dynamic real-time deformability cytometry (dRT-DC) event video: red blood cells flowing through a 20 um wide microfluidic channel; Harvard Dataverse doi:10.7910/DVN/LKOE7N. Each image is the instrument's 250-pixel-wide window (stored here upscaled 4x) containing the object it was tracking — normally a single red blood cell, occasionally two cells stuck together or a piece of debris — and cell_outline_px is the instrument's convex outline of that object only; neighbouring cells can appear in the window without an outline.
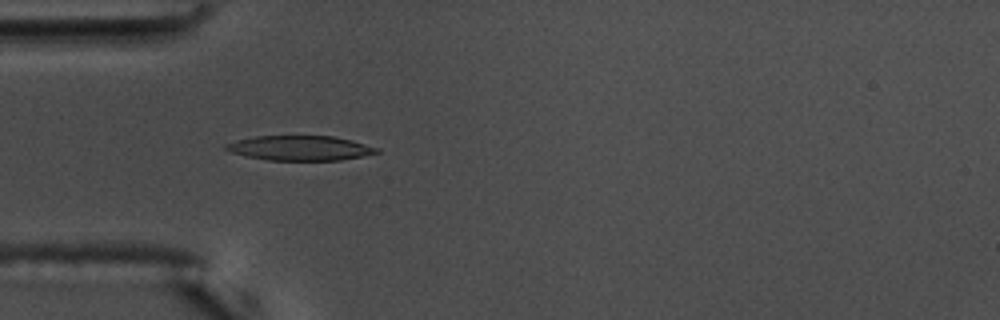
{"species": "common noctule bat (a hibernating species)", "species_latin": "Nyctalus noctula", "temperature_condition": "warm", "stored_images_in_passage": 56, "camera_frame_rate_fps": 3000, "um_per_image_px": 0.085, "animal": {"sex": "male", "body_mass_g": 17.5, "forearm_length_mm": 52.3}, "frame": {"image": 1, "passage_image": 17, "time_ms": 5.333, "image_size_px": [1000, 320], "cell_outline_px": [[380, 152], [340, 160], [268, 160], [244, 156], [232, 152], [224, 148], [224, 144], [236, 140], [256, 136], [332, 136], [352, 140], [380, 148]], "centroid_in_image_um": [25.49, 12.58], "position_along_channel_um": 59.5, "area_um2": 21.73}}
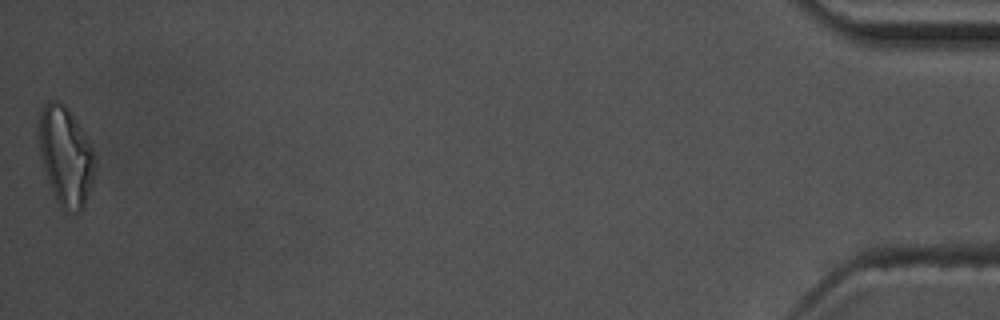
{"frame": {"image": 2, "passage_image": 56, "time_ms": 18.333, "image_size_px": [1000, 320], "cell_outline_px": [[96, 168], [92, 184], [84, 208], [80, 212], [76, 212], [60, 208], [52, 192], [40, 156], [40, 108], [48, 100], [56, 100], [64, 104], [68, 108], [80, 124], [92, 148], [96, 160]], "centroid_in_image_um": [5.61, 13.28], "position_along_channel_um": 429.6, "area_um2": 32.48}, "authors_computed_cell_mechanics": {"area_um2": 22.1085, "velocity_mm_per_s": 3.6329, "shape_relaxation_time_tau1_ms": 4.7557, "shape_relaxation_time_tau2_ms": 3.2382, "deformation_change_tau1": 0.1974, "deformation_change_tau2": 0.1079}}